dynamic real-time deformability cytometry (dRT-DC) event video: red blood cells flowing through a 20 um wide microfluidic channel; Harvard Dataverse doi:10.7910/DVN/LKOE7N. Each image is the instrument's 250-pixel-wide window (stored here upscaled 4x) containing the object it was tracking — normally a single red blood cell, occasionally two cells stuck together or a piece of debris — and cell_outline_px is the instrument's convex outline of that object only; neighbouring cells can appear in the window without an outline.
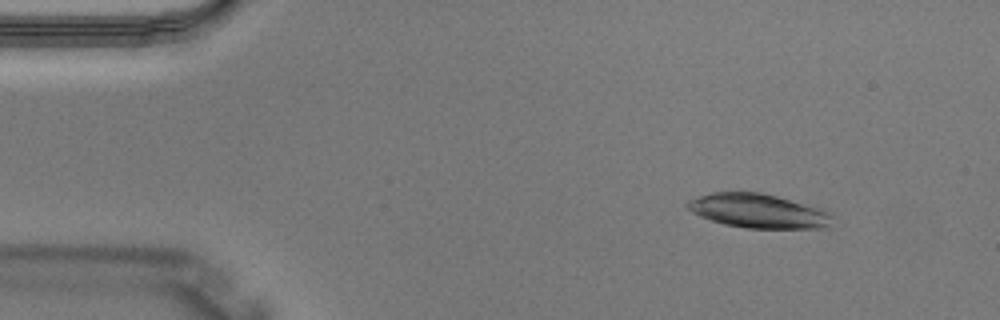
{"species": "Egyptian fruit bat (a non-hibernating species)", "species_latin": "Rousettus aegyptiacus", "temperature_condition": "warm", "stored_images_in_passage": 3, "camera_frame_rate_fps": 3000, "um_per_image_px": 0.085, "animal": {"sex": "male"}, "frame": {"image": 1, "passage_image": 2, "time_ms": 0.333, "image_size_px": [1000, 320], "cell_outline_px": [[832, 216], [828, 224], [820, 228], [744, 228], [724, 224], [700, 216], [692, 212], [684, 204], [688, 200], [712, 192], [760, 192], [776, 196], [820, 208], [832, 212]], "centroid_in_image_um": [64.41, 17.92], "position_along_channel_um": 20.6, "area_um2": 28.55}}